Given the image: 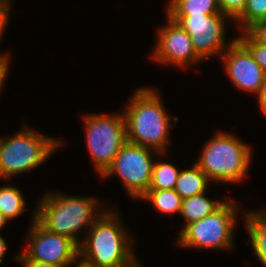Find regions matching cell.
Wrapping results in <instances>:
<instances>
[{"label": "cell", "mask_w": 266, "mask_h": 267, "mask_svg": "<svg viewBox=\"0 0 266 267\" xmlns=\"http://www.w3.org/2000/svg\"><path fill=\"white\" fill-rule=\"evenodd\" d=\"M153 152L160 154L150 148L127 141L101 177L116 174L122 180L128 195L139 199L148 190L151 182Z\"/></svg>", "instance_id": "obj_8"}, {"label": "cell", "mask_w": 266, "mask_h": 267, "mask_svg": "<svg viewBox=\"0 0 266 267\" xmlns=\"http://www.w3.org/2000/svg\"><path fill=\"white\" fill-rule=\"evenodd\" d=\"M237 39L250 51L253 59L266 72V45L261 44L249 31Z\"/></svg>", "instance_id": "obj_21"}, {"label": "cell", "mask_w": 266, "mask_h": 267, "mask_svg": "<svg viewBox=\"0 0 266 267\" xmlns=\"http://www.w3.org/2000/svg\"><path fill=\"white\" fill-rule=\"evenodd\" d=\"M86 144L96 172L102 175L127 142L124 114L84 115Z\"/></svg>", "instance_id": "obj_6"}, {"label": "cell", "mask_w": 266, "mask_h": 267, "mask_svg": "<svg viewBox=\"0 0 266 267\" xmlns=\"http://www.w3.org/2000/svg\"><path fill=\"white\" fill-rule=\"evenodd\" d=\"M247 0H217L222 14L236 20L244 11Z\"/></svg>", "instance_id": "obj_22"}, {"label": "cell", "mask_w": 266, "mask_h": 267, "mask_svg": "<svg viewBox=\"0 0 266 267\" xmlns=\"http://www.w3.org/2000/svg\"><path fill=\"white\" fill-rule=\"evenodd\" d=\"M9 67H0V90L5 82V78L8 76Z\"/></svg>", "instance_id": "obj_27"}, {"label": "cell", "mask_w": 266, "mask_h": 267, "mask_svg": "<svg viewBox=\"0 0 266 267\" xmlns=\"http://www.w3.org/2000/svg\"><path fill=\"white\" fill-rule=\"evenodd\" d=\"M109 211L103 212L79 245L82 267H125L136 259L132 237L121 223L118 211Z\"/></svg>", "instance_id": "obj_1"}, {"label": "cell", "mask_w": 266, "mask_h": 267, "mask_svg": "<svg viewBox=\"0 0 266 267\" xmlns=\"http://www.w3.org/2000/svg\"><path fill=\"white\" fill-rule=\"evenodd\" d=\"M205 193L203 192L183 199L180 214L186 223L182 230L190 223L204 219L206 216L212 214L225 202L223 200H211L205 196Z\"/></svg>", "instance_id": "obj_15"}, {"label": "cell", "mask_w": 266, "mask_h": 267, "mask_svg": "<svg viewBox=\"0 0 266 267\" xmlns=\"http://www.w3.org/2000/svg\"><path fill=\"white\" fill-rule=\"evenodd\" d=\"M8 219L4 216V214L0 210V229L4 227V225L7 223Z\"/></svg>", "instance_id": "obj_30"}, {"label": "cell", "mask_w": 266, "mask_h": 267, "mask_svg": "<svg viewBox=\"0 0 266 267\" xmlns=\"http://www.w3.org/2000/svg\"><path fill=\"white\" fill-rule=\"evenodd\" d=\"M244 215L254 254L266 267V210L247 211Z\"/></svg>", "instance_id": "obj_13"}, {"label": "cell", "mask_w": 266, "mask_h": 267, "mask_svg": "<svg viewBox=\"0 0 266 267\" xmlns=\"http://www.w3.org/2000/svg\"><path fill=\"white\" fill-rule=\"evenodd\" d=\"M139 199L150 201L162 214L181 213L183 199L174 189H148Z\"/></svg>", "instance_id": "obj_17"}, {"label": "cell", "mask_w": 266, "mask_h": 267, "mask_svg": "<svg viewBox=\"0 0 266 267\" xmlns=\"http://www.w3.org/2000/svg\"><path fill=\"white\" fill-rule=\"evenodd\" d=\"M27 237V248L16 260H37L53 265L69 267L79 265V245L71 238L48 231L36 220V210ZM78 261V262H77Z\"/></svg>", "instance_id": "obj_9"}, {"label": "cell", "mask_w": 266, "mask_h": 267, "mask_svg": "<svg viewBox=\"0 0 266 267\" xmlns=\"http://www.w3.org/2000/svg\"><path fill=\"white\" fill-rule=\"evenodd\" d=\"M7 249V243L5 242V239L0 236V264L3 262V256L6 253Z\"/></svg>", "instance_id": "obj_28"}, {"label": "cell", "mask_w": 266, "mask_h": 267, "mask_svg": "<svg viewBox=\"0 0 266 267\" xmlns=\"http://www.w3.org/2000/svg\"><path fill=\"white\" fill-rule=\"evenodd\" d=\"M239 204L226 201L204 219L187 225L176 241L179 247L231 249Z\"/></svg>", "instance_id": "obj_7"}, {"label": "cell", "mask_w": 266, "mask_h": 267, "mask_svg": "<svg viewBox=\"0 0 266 267\" xmlns=\"http://www.w3.org/2000/svg\"><path fill=\"white\" fill-rule=\"evenodd\" d=\"M266 21V0H247L243 13L234 21L241 32H247L257 23Z\"/></svg>", "instance_id": "obj_20"}, {"label": "cell", "mask_w": 266, "mask_h": 267, "mask_svg": "<svg viewBox=\"0 0 266 267\" xmlns=\"http://www.w3.org/2000/svg\"><path fill=\"white\" fill-rule=\"evenodd\" d=\"M189 35L196 54L205 60L221 56L235 40L226 44V21L230 18L222 13L210 16H170ZM226 19V20H225Z\"/></svg>", "instance_id": "obj_10"}, {"label": "cell", "mask_w": 266, "mask_h": 267, "mask_svg": "<svg viewBox=\"0 0 266 267\" xmlns=\"http://www.w3.org/2000/svg\"><path fill=\"white\" fill-rule=\"evenodd\" d=\"M125 267H141L140 264L137 262V258L129 265Z\"/></svg>", "instance_id": "obj_31"}, {"label": "cell", "mask_w": 266, "mask_h": 267, "mask_svg": "<svg viewBox=\"0 0 266 267\" xmlns=\"http://www.w3.org/2000/svg\"><path fill=\"white\" fill-rule=\"evenodd\" d=\"M17 262L21 263L23 267H63L37 260H17Z\"/></svg>", "instance_id": "obj_25"}, {"label": "cell", "mask_w": 266, "mask_h": 267, "mask_svg": "<svg viewBox=\"0 0 266 267\" xmlns=\"http://www.w3.org/2000/svg\"><path fill=\"white\" fill-rule=\"evenodd\" d=\"M168 16H210L221 13L217 0H170Z\"/></svg>", "instance_id": "obj_16"}, {"label": "cell", "mask_w": 266, "mask_h": 267, "mask_svg": "<svg viewBox=\"0 0 266 267\" xmlns=\"http://www.w3.org/2000/svg\"><path fill=\"white\" fill-rule=\"evenodd\" d=\"M209 182L206 174L194 163L192 168L180 170L174 190L184 199L207 192Z\"/></svg>", "instance_id": "obj_14"}, {"label": "cell", "mask_w": 266, "mask_h": 267, "mask_svg": "<svg viewBox=\"0 0 266 267\" xmlns=\"http://www.w3.org/2000/svg\"><path fill=\"white\" fill-rule=\"evenodd\" d=\"M261 111L266 115V78L257 95Z\"/></svg>", "instance_id": "obj_26"}, {"label": "cell", "mask_w": 266, "mask_h": 267, "mask_svg": "<svg viewBox=\"0 0 266 267\" xmlns=\"http://www.w3.org/2000/svg\"><path fill=\"white\" fill-rule=\"evenodd\" d=\"M25 199L15 186L0 187V210L8 219H14L25 211Z\"/></svg>", "instance_id": "obj_18"}, {"label": "cell", "mask_w": 266, "mask_h": 267, "mask_svg": "<svg viewBox=\"0 0 266 267\" xmlns=\"http://www.w3.org/2000/svg\"><path fill=\"white\" fill-rule=\"evenodd\" d=\"M125 108L127 141L166 154L171 117L167 115L158 92L138 88Z\"/></svg>", "instance_id": "obj_2"}, {"label": "cell", "mask_w": 266, "mask_h": 267, "mask_svg": "<svg viewBox=\"0 0 266 267\" xmlns=\"http://www.w3.org/2000/svg\"><path fill=\"white\" fill-rule=\"evenodd\" d=\"M9 11L10 9H3V8H0V42L1 40L3 39L2 36H3V32H5L4 30L6 29V24L8 22V18H9ZM10 54H6L4 52V54H0V67H9V62H10V58L9 57Z\"/></svg>", "instance_id": "obj_23"}, {"label": "cell", "mask_w": 266, "mask_h": 267, "mask_svg": "<svg viewBox=\"0 0 266 267\" xmlns=\"http://www.w3.org/2000/svg\"><path fill=\"white\" fill-rule=\"evenodd\" d=\"M46 193L36 208V220L48 231L65 235L78 245L77 233L82 228L88 229L103 214L98 212V203L93 197L68 196L61 193ZM97 210V211H96Z\"/></svg>", "instance_id": "obj_3"}, {"label": "cell", "mask_w": 266, "mask_h": 267, "mask_svg": "<svg viewBox=\"0 0 266 267\" xmlns=\"http://www.w3.org/2000/svg\"><path fill=\"white\" fill-rule=\"evenodd\" d=\"M180 169L167 162H154L148 189H174Z\"/></svg>", "instance_id": "obj_19"}, {"label": "cell", "mask_w": 266, "mask_h": 267, "mask_svg": "<svg viewBox=\"0 0 266 267\" xmlns=\"http://www.w3.org/2000/svg\"><path fill=\"white\" fill-rule=\"evenodd\" d=\"M225 72L238 89L258 95L266 72L253 59L250 51L235 37L221 55Z\"/></svg>", "instance_id": "obj_12"}, {"label": "cell", "mask_w": 266, "mask_h": 267, "mask_svg": "<svg viewBox=\"0 0 266 267\" xmlns=\"http://www.w3.org/2000/svg\"><path fill=\"white\" fill-rule=\"evenodd\" d=\"M62 142L35 133L27 125L13 137H0V178L29 172L43 164Z\"/></svg>", "instance_id": "obj_5"}, {"label": "cell", "mask_w": 266, "mask_h": 267, "mask_svg": "<svg viewBox=\"0 0 266 267\" xmlns=\"http://www.w3.org/2000/svg\"><path fill=\"white\" fill-rule=\"evenodd\" d=\"M251 149L233 134L220 131L203 146L195 163L211 182L237 183L245 178L252 163Z\"/></svg>", "instance_id": "obj_4"}, {"label": "cell", "mask_w": 266, "mask_h": 267, "mask_svg": "<svg viewBox=\"0 0 266 267\" xmlns=\"http://www.w3.org/2000/svg\"><path fill=\"white\" fill-rule=\"evenodd\" d=\"M12 0H0V8L10 9Z\"/></svg>", "instance_id": "obj_29"}, {"label": "cell", "mask_w": 266, "mask_h": 267, "mask_svg": "<svg viewBox=\"0 0 266 267\" xmlns=\"http://www.w3.org/2000/svg\"><path fill=\"white\" fill-rule=\"evenodd\" d=\"M168 24L158 30L157 44L151 54L158 63L192 66L202 59L196 54L190 35L167 15Z\"/></svg>", "instance_id": "obj_11"}, {"label": "cell", "mask_w": 266, "mask_h": 267, "mask_svg": "<svg viewBox=\"0 0 266 267\" xmlns=\"http://www.w3.org/2000/svg\"><path fill=\"white\" fill-rule=\"evenodd\" d=\"M249 32L263 45H266V21L257 23Z\"/></svg>", "instance_id": "obj_24"}]
</instances>
